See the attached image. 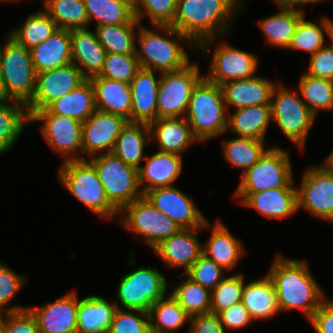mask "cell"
I'll use <instances>...</instances> for the list:
<instances>
[{
  "instance_id": "d6a6232c",
  "label": "cell",
  "mask_w": 333,
  "mask_h": 333,
  "mask_svg": "<svg viewBox=\"0 0 333 333\" xmlns=\"http://www.w3.org/2000/svg\"><path fill=\"white\" fill-rule=\"evenodd\" d=\"M272 121L271 105H254L228 112L227 131L237 137L266 140Z\"/></svg>"
},
{
  "instance_id": "7402d4cb",
  "label": "cell",
  "mask_w": 333,
  "mask_h": 333,
  "mask_svg": "<svg viewBox=\"0 0 333 333\" xmlns=\"http://www.w3.org/2000/svg\"><path fill=\"white\" fill-rule=\"evenodd\" d=\"M275 81L255 75L254 77L233 80L221 85L227 111L254 105H271Z\"/></svg>"
},
{
  "instance_id": "4dcf8cb0",
  "label": "cell",
  "mask_w": 333,
  "mask_h": 333,
  "mask_svg": "<svg viewBox=\"0 0 333 333\" xmlns=\"http://www.w3.org/2000/svg\"><path fill=\"white\" fill-rule=\"evenodd\" d=\"M117 305L101 295L79 299L77 333H108Z\"/></svg>"
},
{
  "instance_id": "ee69618b",
  "label": "cell",
  "mask_w": 333,
  "mask_h": 333,
  "mask_svg": "<svg viewBox=\"0 0 333 333\" xmlns=\"http://www.w3.org/2000/svg\"><path fill=\"white\" fill-rule=\"evenodd\" d=\"M88 27L92 22L98 25H119L139 22L134 10L126 3L112 0H84Z\"/></svg>"
},
{
  "instance_id": "60d3db41",
  "label": "cell",
  "mask_w": 333,
  "mask_h": 333,
  "mask_svg": "<svg viewBox=\"0 0 333 333\" xmlns=\"http://www.w3.org/2000/svg\"><path fill=\"white\" fill-rule=\"evenodd\" d=\"M139 22L119 25H98L95 31L98 41L112 54H136V36Z\"/></svg>"
},
{
  "instance_id": "f907efd6",
  "label": "cell",
  "mask_w": 333,
  "mask_h": 333,
  "mask_svg": "<svg viewBox=\"0 0 333 333\" xmlns=\"http://www.w3.org/2000/svg\"><path fill=\"white\" fill-rule=\"evenodd\" d=\"M108 333H151L148 312L117 308Z\"/></svg>"
},
{
  "instance_id": "7dc6e473",
  "label": "cell",
  "mask_w": 333,
  "mask_h": 333,
  "mask_svg": "<svg viewBox=\"0 0 333 333\" xmlns=\"http://www.w3.org/2000/svg\"><path fill=\"white\" fill-rule=\"evenodd\" d=\"M27 281L26 276L18 274L6 263H0V314L21 311L28 308L23 305L11 303L17 292L27 285Z\"/></svg>"
},
{
  "instance_id": "bcb514c9",
  "label": "cell",
  "mask_w": 333,
  "mask_h": 333,
  "mask_svg": "<svg viewBox=\"0 0 333 333\" xmlns=\"http://www.w3.org/2000/svg\"><path fill=\"white\" fill-rule=\"evenodd\" d=\"M244 273L226 276L219 285L211 291V313L219 314L242 301L244 288Z\"/></svg>"
},
{
  "instance_id": "11a10c76",
  "label": "cell",
  "mask_w": 333,
  "mask_h": 333,
  "mask_svg": "<svg viewBox=\"0 0 333 333\" xmlns=\"http://www.w3.org/2000/svg\"><path fill=\"white\" fill-rule=\"evenodd\" d=\"M218 316L226 331L243 329L254 322L242 302L221 311Z\"/></svg>"
},
{
  "instance_id": "4fadbf2b",
  "label": "cell",
  "mask_w": 333,
  "mask_h": 333,
  "mask_svg": "<svg viewBox=\"0 0 333 333\" xmlns=\"http://www.w3.org/2000/svg\"><path fill=\"white\" fill-rule=\"evenodd\" d=\"M42 122L40 132L51 150L65 161L82 160V122L53 114L47 108L34 111L30 124Z\"/></svg>"
},
{
  "instance_id": "44dd1931",
  "label": "cell",
  "mask_w": 333,
  "mask_h": 333,
  "mask_svg": "<svg viewBox=\"0 0 333 333\" xmlns=\"http://www.w3.org/2000/svg\"><path fill=\"white\" fill-rule=\"evenodd\" d=\"M240 205L254 208L269 219H283L298 211L296 188H273L257 193H233Z\"/></svg>"
},
{
  "instance_id": "2e32d148",
  "label": "cell",
  "mask_w": 333,
  "mask_h": 333,
  "mask_svg": "<svg viewBox=\"0 0 333 333\" xmlns=\"http://www.w3.org/2000/svg\"><path fill=\"white\" fill-rule=\"evenodd\" d=\"M86 80L73 62L37 73L34 94L26 104L29 116L36 110L46 109L53 101L78 88Z\"/></svg>"
},
{
  "instance_id": "277c9868",
  "label": "cell",
  "mask_w": 333,
  "mask_h": 333,
  "mask_svg": "<svg viewBox=\"0 0 333 333\" xmlns=\"http://www.w3.org/2000/svg\"><path fill=\"white\" fill-rule=\"evenodd\" d=\"M185 119L199 143L225 134L228 111L221 86L203 77L192 90Z\"/></svg>"
},
{
  "instance_id": "be15d7a7",
  "label": "cell",
  "mask_w": 333,
  "mask_h": 333,
  "mask_svg": "<svg viewBox=\"0 0 333 333\" xmlns=\"http://www.w3.org/2000/svg\"><path fill=\"white\" fill-rule=\"evenodd\" d=\"M0 333H6L4 329V324L0 321Z\"/></svg>"
},
{
  "instance_id": "5bb4252c",
  "label": "cell",
  "mask_w": 333,
  "mask_h": 333,
  "mask_svg": "<svg viewBox=\"0 0 333 333\" xmlns=\"http://www.w3.org/2000/svg\"><path fill=\"white\" fill-rule=\"evenodd\" d=\"M198 62H191L184 69L163 72L157 96V119L185 117L193 88L204 77Z\"/></svg>"
},
{
  "instance_id": "e575fe53",
  "label": "cell",
  "mask_w": 333,
  "mask_h": 333,
  "mask_svg": "<svg viewBox=\"0 0 333 333\" xmlns=\"http://www.w3.org/2000/svg\"><path fill=\"white\" fill-rule=\"evenodd\" d=\"M29 124L26 104L7 99L0 101V156L14 148Z\"/></svg>"
},
{
  "instance_id": "30bf717a",
  "label": "cell",
  "mask_w": 333,
  "mask_h": 333,
  "mask_svg": "<svg viewBox=\"0 0 333 333\" xmlns=\"http://www.w3.org/2000/svg\"><path fill=\"white\" fill-rule=\"evenodd\" d=\"M166 277L152 267L135 268L124 274L117 287V308L146 311L169 291Z\"/></svg>"
},
{
  "instance_id": "d6986e66",
  "label": "cell",
  "mask_w": 333,
  "mask_h": 333,
  "mask_svg": "<svg viewBox=\"0 0 333 333\" xmlns=\"http://www.w3.org/2000/svg\"><path fill=\"white\" fill-rule=\"evenodd\" d=\"M79 298L75 290L41 306H27L35 316L40 333H77Z\"/></svg>"
},
{
  "instance_id": "1f68e13d",
  "label": "cell",
  "mask_w": 333,
  "mask_h": 333,
  "mask_svg": "<svg viewBox=\"0 0 333 333\" xmlns=\"http://www.w3.org/2000/svg\"><path fill=\"white\" fill-rule=\"evenodd\" d=\"M277 7L278 12L257 20V24L268 45L278 49H287L300 19L306 13L304 9L297 7Z\"/></svg>"
},
{
  "instance_id": "f5cc1de1",
  "label": "cell",
  "mask_w": 333,
  "mask_h": 333,
  "mask_svg": "<svg viewBox=\"0 0 333 333\" xmlns=\"http://www.w3.org/2000/svg\"><path fill=\"white\" fill-rule=\"evenodd\" d=\"M6 333H40L35 316L27 308L0 314Z\"/></svg>"
},
{
  "instance_id": "680465c9",
  "label": "cell",
  "mask_w": 333,
  "mask_h": 333,
  "mask_svg": "<svg viewBox=\"0 0 333 333\" xmlns=\"http://www.w3.org/2000/svg\"><path fill=\"white\" fill-rule=\"evenodd\" d=\"M277 6H288V7H297L304 9L308 4H317L327 0H272ZM304 6V7H303Z\"/></svg>"
},
{
  "instance_id": "681fc988",
  "label": "cell",
  "mask_w": 333,
  "mask_h": 333,
  "mask_svg": "<svg viewBox=\"0 0 333 333\" xmlns=\"http://www.w3.org/2000/svg\"><path fill=\"white\" fill-rule=\"evenodd\" d=\"M139 69L136 54L106 53L103 69L98 76L130 83Z\"/></svg>"
},
{
  "instance_id": "5b68a950",
  "label": "cell",
  "mask_w": 333,
  "mask_h": 333,
  "mask_svg": "<svg viewBox=\"0 0 333 333\" xmlns=\"http://www.w3.org/2000/svg\"><path fill=\"white\" fill-rule=\"evenodd\" d=\"M59 182L76 200L99 218H118L119 211L109 202L96 168L88 159L62 162Z\"/></svg>"
},
{
  "instance_id": "ac0fdd59",
  "label": "cell",
  "mask_w": 333,
  "mask_h": 333,
  "mask_svg": "<svg viewBox=\"0 0 333 333\" xmlns=\"http://www.w3.org/2000/svg\"><path fill=\"white\" fill-rule=\"evenodd\" d=\"M128 120L112 113L95 110L82 123V159L105 153H111L116 139ZM90 156V157H89Z\"/></svg>"
},
{
  "instance_id": "94428289",
  "label": "cell",
  "mask_w": 333,
  "mask_h": 333,
  "mask_svg": "<svg viewBox=\"0 0 333 333\" xmlns=\"http://www.w3.org/2000/svg\"><path fill=\"white\" fill-rule=\"evenodd\" d=\"M112 1L126 3L134 10L135 0H112Z\"/></svg>"
},
{
  "instance_id": "d590c367",
  "label": "cell",
  "mask_w": 333,
  "mask_h": 333,
  "mask_svg": "<svg viewBox=\"0 0 333 333\" xmlns=\"http://www.w3.org/2000/svg\"><path fill=\"white\" fill-rule=\"evenodd\" d=\"M317 21L318 23L306 20L303 16L286 50H302L312 55L326 45V34L330 42L333 38V20L328 16H321Z\"/></svg>"
},
{
  "instance_id": "7c38bea8",
  "label": "cell",
  "mask_w": 333,
  "mask_h": 333,
  "mask_svg": "<svg viewBox=\"0 0 333 333\" xmlns=\"http://www.w3.org/2000/svg\"><path fill=\"white\" fill-rule=\"evenodd\" d=\"M118 221L125 230L139 235L152 249L161 241L178 233L181 228L154 207L143 195L119 211Z\"/></svg>"
},
{
  "instance_id": "3957f363",
  "label": "cell",
  "mask_w": 333,
  "mask_h": 333,
  "mask_svg": "<svg viewBox=\"0 0 333 333\" xmlns=\"http://www.w3.org/2000/svg\"><path fill=\"white\" fill-rule=\"evenodd\" d=\"M155 30L139 25L136 36V55L140 68L158 72H175L191 63L187 50L196 52V45L170 25H153ZM163 31V32H162ZM162 34H161V33ZM140 48V49H139Z\"/></svg>"
},
{
  "instance_id": "f35d334b",
  "label": "cell",
  "mask_w": 333,
  "mask_h": 333,
  "mask_svg": "<svg viewBox=\"0 0 333 333\" xmlns=\"http://www.w3.org/2000/svg\"><path fill=\"white\" fill-rule=\"evenodd\" d=\"M265 141L237 136L222 139V153L230 166L241 169L244 173L255 165L268 149L265 148Z\"/></svg>"
},
{
  "instance_id": "ab89813d",
  "label": "cell",
  "mask_w": 333,
  "mask_h": 333,
  "mask_svg": "<svg viewBox=\"0 0 333 333\" xmlns=\"http://www.w3.org/2000/svg\"><path fill=\"white\" fill-rule=\"evenodd\" d=\"M58 27L51 17L43 10L30 13L25 21L8 31V34L26 49L31 50L43 43Z\"/></svg>"
},
{
  "instance_id": "8d00e7d4",
  "label": "cell",
  "mask_w": 333,
  "mask_h": 333,
  "mask_svg": "<svg viewBox=\"0 0 333 333\" xmlns=\"http://www.w3.org/2000/svg\"><path fill=\"white\" fill-rule=\"evenodd\" d=\"M47 109L53 114L71 117L82 123L86 121L96 110L94 89L90 80L87 79L78 88L53 101Z\"/></svg>"
},
{
  "instance_id": "8992f818",
  "label": "cell",
  "mask_w": 333,
  "mask_h": 333,
  "mask_svg": "<svg viewBox=\"0 0 333 333\" xmlns=\"http://www.w3.org/2000/svg\"><path fill=\"white\" fill-rule=\"evenodd\" d=\"M0 44V67L3 100L27 104L35 90L36 71L30 50L19 44L8 33Z\"/></svg>"
},
{
  "instance_id": "e0dca14e",
  "label": "cell",
  "mask_w": 333,
  "mask_h": 333,
  "mask_svg": "<svg viewBox=\"0 0 333 333\" xmlns=\"http://www.w3.org/2000/svg\"><path fill=\"white\" fill-rule=\"evenodd\" d=\"M144 196L181 229L202 228L207 222L194 200L175 185L152 189L147 191Z\"/></svg>"
},
{
  "instance_id": "4316f807",
  "label": "cell",
  "mask_w": 333,
  "mask_h": 333,
  "mask_svg": "<svg viewBox=\"0 0 333 333\" xmlns=\"http://www.w3.org/2000/svg\"><path fill=\"white\" fill-rule=\"evenodd\" d=\"M149 127L151 141L155 140L158 151L183 156L189 146L199 144L185 117L158 118Z\"/></svg>"
},
{
  "instance_id": "8fae6325",
  "label": "cell",
  "mask_w": 333,
  "mask_h": 333,
  "mask_svg": "<svg viewBox=\"0 0 333 333\" xmlns=\"http://www.w3.org/2000/svg\"><path fill=\"white\" fill-rule=\"evenodd\" d=\"M96 168L109 202L120 211L143 196L138 169L126 164L112 152L88 159Z\"/></svg>"
},
{
  "instance_id": "91938a15",
  "label": "cell",
  "mask_w": 333,
  "mask_h": 333,
  "mask_svg": "<svg viewBox=\"0 0 333 333\" xmlns=\"http://www.w3.org/2000/svg\"><path fill=\"white\" fill-rule=\"evenodd\" d=\"M323 165L333 174V150L330 152L327 158H325Z\"/></svg>"
},
{
  "instance_id": "74e56055",
  "label": "cell",
  "mask_w": 333,
  "mask_h": 333,
  "mask_svg": "<svg viewBox=\"0 0 333 333\" xmlns=\"http://www.w3.org/2000/svg\"><path fill=\"white\" fill-rule=\"evenodd\" d=\"M148 316L151 333H176L190 321V315L170 294L155 302L148 310Z\"/></svg>"
},
{
  "instance_id": "9c48e42d",
  "label": "cell",
  "mask_w": 333,
  "mask_h": 333,
  "mask_svg": "<svg viewBox=\"0 0 333 333\" xmlns=\"http://www.w3.org/2000/svg\"><path fill=\"white\" fill-rule=\"evenodd\" d=\"M292 173L290 153L279 146H271L255 165L242 174L234 193H257L273 188H296Z\"/></svg>"
},
{
  "instance_id": "6f0895ef",
  "label": "cell",
  "mask_w": 333,
  "mask_h": 333,
  "mask_svg": "<svg viewBox=\"0 0 333 333\" xmlns=\"http://www.w3.org/2000/svg\"><path fill=\"white\" fill-rule=\"evenodd\" d=\"M308 321L317 333H333V300L326 298Z\"/></svg>"
},
{
  "instance_id": "c3c4849f",
  "label": "cell",
  "mask_w": 333,
  "mask_h": 333,
  "mask_svg": "<svg viewBox=\"0 0 333 333\" xmlns=\"http://www.w3.org/2000/svg\"><path fill=\"white\" fill-rule=\"evenodd\" d=\"M177 0H135V18L142 24L145 15L152 25H171L176 13Z\"/></svg>"
},
{
  "instance_id": "7bdbcfd3",
  "label": "cell",
  "mask_w": 333,
  "mask_h": 333,
  "mask_svg": "<svg viewBox=\"0 0 333 333\" xmlns=\"http://www.w3.org/2000/svg\"><path fill=\"white\" fill-rule=\"evenodd\" d=\"M42 9L58 28L73 30L88 27L84 0H42Z\"/></svg>"
},
{
  "instance_id": "603a6c76",
  "label": "cell",
  "mask_w": 333,
  "mask_h": 333,
  "mask_svg": "<svg viewBox=\"0 0 333 333\" xmlns=\"http://www.w3.org/2000/svg\"><path fill=\"white\" fill-rule=\"evenodd\" d=\"M206 222L202 230H211L210 237L202 244L203 254L221 266L226 272L235 268L246 250L241 240L233 235L228 227L220 220L214 223Z\"/></svg>"
},
{
  "instance_id": "83f0119b",
  "label": "cell",
  "mask_w": 333,
  "mask_h": 333,
  "mask_svg": "<svg viewBox=\"0 0 333 333\" xmlns=\"http://www.w3.org/2000/svg\"><path fill=\"white\" fill-rule=\"evenodd\" d=\"M95 96L96 110L124 117L131 122L132 93L130 83L98 75L89 78Z\"/></svg>"
},
{
  "instance_id": "ba28073f",
  "label": "cell",
  "mask_w": 333,
  "mask_h": 333,
  "mask_svg": "<svg viewBox=\"0 0 333 333\" xmlns=\"http://www.w3.org/2000/svg\"><path fill=\"white\" fill-rule=\"evenodd\" d=\"M271 113L272 122L302 152L316 116L303 102L298 89L294 93L284 83L277 82L271 97Z\"/></svg>"
},
{
  "instance_id": "816d5d0a",
  "label": "cell",
  "mask_w": 333,
  "mask_h": 333,
  "mask_svg": "<svg viewBox=\"0 0 333 333\" xmlns=\"http://www.w3.org/2000/svg\"><path fill=\"white\" fill-rule=\"evenodd\" d=\"M225 273L221 266L202 254L185 274L195 283L212 291L226 277Z\"/></svg>"
},
{
  "instance_id": "9a60e30c",
  "label": "cell",
  "mask_w": 333,
  "mask_h": 333,
  "mask_svg": "<svg viewBox=\"0 0 333 333\" xmlns=\"http://www.w3.org/2000/svg\"><path fill=\"white\" fill-rule=\"evenodd\" d=\"M297 189L298 210L333 223V174L324 166H310Z\"/></svg>"
},
{
  "instance_id": "f546056e",
  "label": "cell",
  "mask_w": 333,
  "mask_h": 333,
  "mask_svg": "<svg viewBox=\"0 0 333 333\" xmlns=\"http://www.w3.org/2000/svg\"><path fill=\"white\" fill-rule=\"evenodd\" d=\"M70 30L58 28L43 43L30 50L36 73L53 70L72 62Z\"/></svg>"
},
{
  "instance_id": "484cf974",
  "label": "cell",
  "mask_w": 333,
  "mask_h": 333,
  "mask_svg": "<svg viewBox=\"0 0 333 333\" xmlns=\"http://www.w3.org/2000/svg\"><path fill=\"white\" fill-rule=\"evenodd\" d=\"M88 28L70 30L72 62L87 79L100 74L106 56L95 29L90 31Z\"/></svg>"
},
{
  "instance_id": "d4e9b609",
  "label": "cell",
  "mask_w": 333,
  "mask_h": 333,
  "mask_svg": "<svg viewBox=\"0 0 333 333\" xmlns=\"http://www.w3.org/2000/svg\"><path fill=\"white\" fill-rule=\"evenodd\" d=\"M154 74L153 70L140 68L130 82L131 122L150 124L157 120V96L161 74L159 77Z\"/></svg>"
},
{
  "instance_id": "836d02e7",
  "label": "cell",
  "mask_w": 333,
  "mask_h": 333,
  "mask_svg": "<svg viewBox=\"0 0 333 333\" xmlns=\"http://www.w3.org/2000/svg\"><path fill=\"white\" fill-rule=\"evenodd\" d=\"M151 142L149 124L128 121L117 137L112 153L126 164L139 169L147 157L144 148Z\"/></svg>"
},
{
  "instance_id": "6125c7cd",
  "label": "cell",
  "mask_w": 333,
  "mask_h": 333,
  "mask_svg": "<svg viewBox=\"0 0 333 333\" xmlns=\"http://www.w3.org/2000/svg\"><path fill=\"white\" fill-rule=\"evenodd\" d=\"M3 100V83L1 78V67H0V101Z\"/></svg>"
},
{
  "instance_id": "ffe728a7",
  "label": "cell",
  "mask_w": 333,
  "mask_h": 333,
  "mask_svg": "<svg viewBox=\"0 0 333 333\" xmlns=\"http://www.w3.org/2000/svg\"><path fill=\"white\" fill-rule=\"evenodd\" d=\"M199 230L202 228L181 229L161 241L153 251L168 268L183 267L182 273L185 274L203 254V246L198 239Z\"/></svg>"
},
{
  "instance_id": "7a4b0ae2",
  "label": "cell",
  "mask_w": 333,
  "mask_h": 333,
  "mask_svg": "<svg viewBox=\"0 0 333 333\" xmlns=\"http://www.w3.org/2000/svg\"><path fill=\"white\" fill-rule=\"evenodd\" d=\"M247 0H177L170 25L196 46L206 39L226 37L233 19L243 12ZM239 13V14H238Z\"/></svg>"
},
{
  "instance_id": "e7e4bbea",
  "label": "cell",
  "mask_w": 333,
  "mask_h": 333,
  "mask_svg": "<svg viewBox=\"0 0 333 333\" xmlns=\"http://www.w3.org/2000/svg\"><path fill=\"white\" fill-rule=\"evenodd\" d=\"M18 1H20V0H0V2H18ZM22 1V0H21ZM24 1V0H23Z\"/></svg>"
},
{
  "instance_id": "6da1fadb",
  "label": "cell",
  "mask_w": 333,
  "mask_h": 333,
  "mask_svg": "<svg viewBox=\"0 0 333 333\" xmlns=\"http://www.w3.org/2000/svg\"><path fill=\"white\" fill-rule=\"evenodd\" d=\"M310 270L304 259L276 254L267 275L273 282L280 312L300 310L309 320L326 299Z\"/></svg>"
},
{
  "instance_id": "9f6ffc18",
  "label": "cell",
  "mask_w": 333,
  "mask_h": 333,
  "mask_svg": "<svg viewBox=\"0 0 333 333\" xmlns=\"http://www.w3.org/2000/svg\"><path fill=\"white\" fill-rule=\"evenodd\" d=\"M188 333H226L218 314L206 313L190 316Z\"/></svg>"
},
{
  "instance_id": "52a82bcc",
  "label": "cell",
  "mask_w": 333,
  "mask_h": 333,
  "mask_svg": "<svg viewBox=\"0 0 333 333\" xmlns=\"http://www.w3.org/2000/svg\"><path fill=\"white\" fill-rule=\"evenodd\" d=\"M219 38L206 39L196 46V52H201L206 59L211 56L209 73L203 74L204 78L221 86L228 81L254 77L259 65L257 56L230 45L228 41H216Z\"/></svg>"
},
{
  "instance_id": "db71d44e",
  "label": "cell",
  "mask_w": 333,
  "mask_h": 333,
  "mask_svg": "<svg viewBox=\"0 0 333 333\" xmlns=\"http://www.w3.org/2000/svg\"><path fill=\"white\" fill-rule=\"evenodd\" d=\"M330 44H326L315 54L310 55L305 74L333 81V38Z\"/></svg>"
},
{
  "instance_id": "f6af8a7d",
  "label": "cell",
  "mask_w": 333,
  "mask_h": 333,
  "mask_svg": "<svg viewBox=\"0 0 333 333\" xmlns=\"http://www.w3.org/2000/svg\"><path fill=\"white\" fill-rule=\"evenodd\" d=\"M180 275L186 279L177 283L169 294L190 316L210 313L211 291L195 283L186 274L180 273Z\"/></svg>"
},
{
  "instance_id": "cb8c5ba5",
  "label": "cell",
  "mask_w": 333,
  "mask_h": 333,
  "mask_svg": "<svg viewBox=\"0 0 333 333\" xmlns=\"http://www.w3.org/2000/svg\"><path fill=\"white\" fill-rule=\"evenodd\" d=\"M147 162L138 169L139 185L143 195L152 189L174 186L182 171V156L157 151L147 154Z\"/></svg>"
},
{
  "instance_id": "f1b7e54d",
  "label": "cell",
  "mask_w": 333,
  "mask_h": 333,
  "mask_svg": "<svg viewBox=\"0 0 333 333\" xmlns=\"http://www.w3.org/2000/svg\"><path fill=\"white\" fill-rule=\"evenodd\" d=\"M241 302L254 322L272 319L281 313L273 282L267 274L245 283Z\"/></svg>"
},
{
  "instance_id": "b9f144b4",
  "label": "cell",
  "mask_w": 333,
  "mask_h": 333,
  "mask_svg": "<svg viewBox=\"0 0 333 333\" xmlns=\"http://www.w3.org/2000/svg\"><path fill=\"white\" fill-rule=\"evenodd\" d=\"M297 89L310 111L317 116L319 111L333 112V81L305 74L300 75Z\"/></svg>"
}]
</instances>
